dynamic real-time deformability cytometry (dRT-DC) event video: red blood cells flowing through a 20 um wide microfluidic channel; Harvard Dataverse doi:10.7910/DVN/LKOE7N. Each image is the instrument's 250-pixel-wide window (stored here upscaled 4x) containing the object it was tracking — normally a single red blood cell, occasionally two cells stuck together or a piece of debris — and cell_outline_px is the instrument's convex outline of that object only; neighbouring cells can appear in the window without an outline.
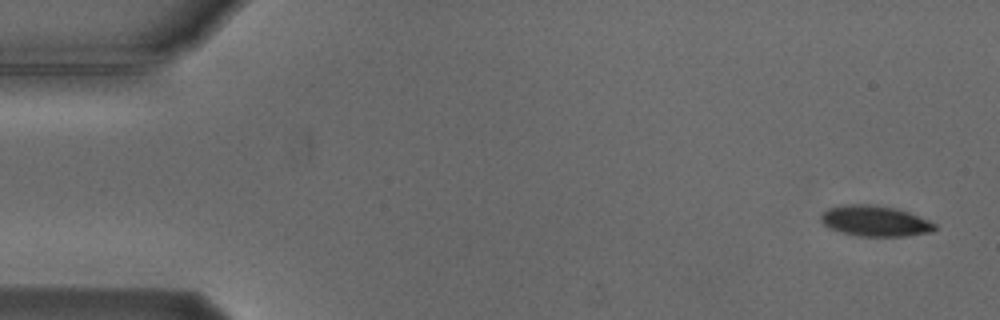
{"species": "Egyptian fruit bat (a non-hibernating species)", "species_latin": "Rousettus aegyptiacus", "temperature_condition": "cold", "stored_images_in_passage": 4, "camera_frame_rate_fps": 3000, "um_per_image_px": 0.085, "animal": {"sex": "male"}, "frame": {"image": 1, "passage_image": 1, "time_ms": 0.0, "image_size_px": [1000, 320], "cell_outline_px": [[936, 228], [932, 232], [904, 236], [856, 236], [828, 228], [820, 220], [820, 216], [828, 208], [852, 204], [868, 204], [896, 208], [908, 212], [928, 220], [936, 224]], "centroid_in_image_um": [74.37, 18.79], "position_along_channel_um": 10.6, "area_um2": 20.23}}